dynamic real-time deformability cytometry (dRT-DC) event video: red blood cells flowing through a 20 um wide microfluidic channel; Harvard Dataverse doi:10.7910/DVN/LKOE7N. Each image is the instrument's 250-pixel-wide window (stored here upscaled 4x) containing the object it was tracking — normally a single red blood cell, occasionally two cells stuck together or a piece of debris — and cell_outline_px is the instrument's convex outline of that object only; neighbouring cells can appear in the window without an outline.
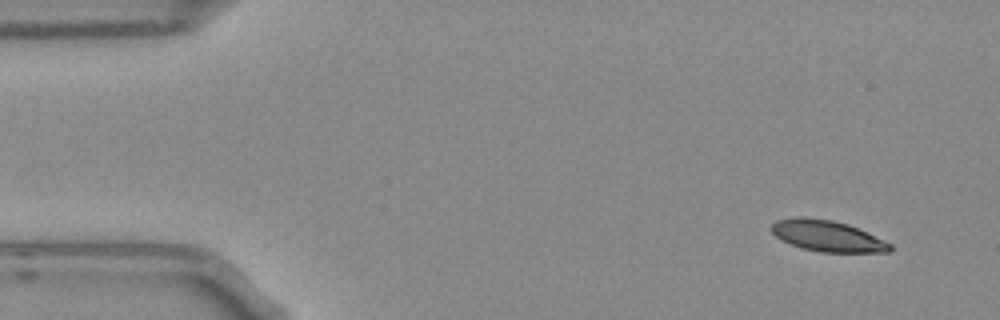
{"species": "Egyptian fruit bat (a non-hibernating species)", "species_latin": "Rousettus aegyptiacus", "temperature_condition": "room temperature", "stored_images_in_passage": 4, "camera_frame_rate_fps": 3000, "um_per_image_px": 0.085, "frame": {"image": 1, "passage_image": 1, "time_ms": 0.0, "image_size_px": [1000, 320], "cell_outline_px": [[896, 248], [892, 252], [820, 252], [804, 248], [792, 244], [776, 236], [768, 228], [776, 220], [800, 216], [832, 220], [848, 224], [892, 244]], "centroid_in_image_um": [70.35, 20.05], "position_along_channel_um": 14.7, "area_um2": 21.39}}
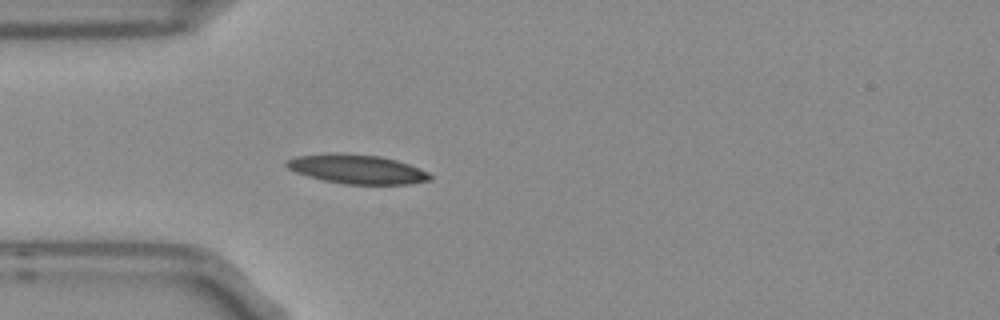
{"frame": {"image": 2, "passage_image": 4, "time_ms": 1.0, "image_size_px": [1000, 320], "cell_outline_px": [[432, 180], [412, 184], [344, 184], [324, 180], [308, 176], [296, 172], [288, 168], [284, 164], [284, 160], [296, 156], [332, 152], [336, 152], [380, 156], [396, 160], [420, 168], [428, 172], [432, 176]], "centroid_in_image_um": [30.33, 14.37], "position_along_channel_um": 54.7, "area_um2": 24.62}}